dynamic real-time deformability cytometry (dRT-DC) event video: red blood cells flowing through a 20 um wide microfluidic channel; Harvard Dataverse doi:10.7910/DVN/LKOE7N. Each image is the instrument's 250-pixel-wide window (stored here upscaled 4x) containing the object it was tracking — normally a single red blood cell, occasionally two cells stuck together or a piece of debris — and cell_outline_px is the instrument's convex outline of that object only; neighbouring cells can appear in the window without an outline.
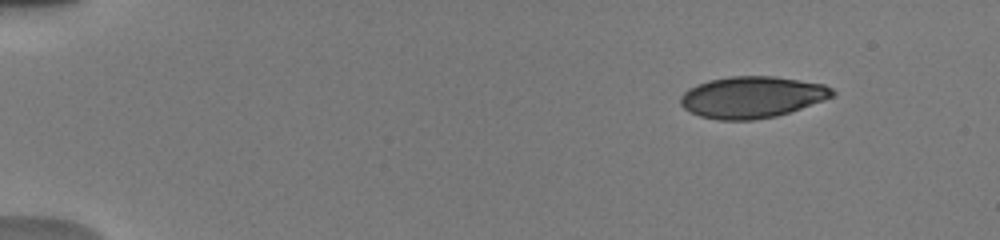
{"species": "human", "species_latin": "Homo sapiens", "temperature_condition": "warm", "stored_images_in_passage": 8, "camera_frame_rate_fps": 3000, "um_per_image_px": 0.085, "donor": {"sex": "male"}, "frame": {"image": 1, "passage_image": 1, "time_ms": 0.0, "image_size_px": [1000, 240], "cell_outline_px": [[836, 96], [776, 116], [752, 120], [720, 120], [700, 116], [684, 108], [680, 104], [680, 96], [688, 88], [696, 84], [708, 80], [728, 76], [772, 76], [824, 84], [832, 88], [836, 92]], "centroid_in_image_um": [63.91, 8.25], "position_along_channel_um": 21.1, "area_um2": 36.76}}
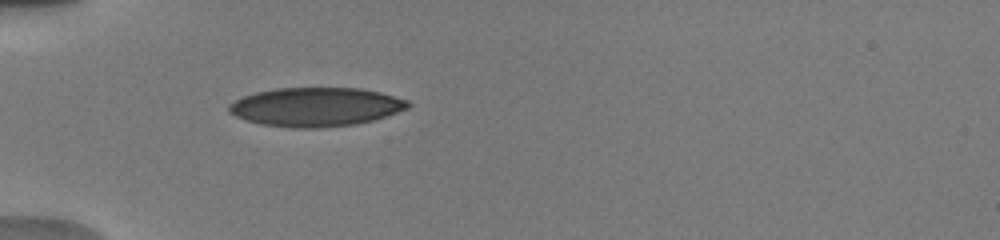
{"frame": {"image": 2, "passage_image": 6, "time_ms": 3.667, "image_size_px": [1000, 240], "cell_outline_px": [[412, 104], [408, 108], [372, 120], [356, 124], [320, 128], [292, 128], [260, 124], [236, 116], [228, 112], [228, 104], [244, 96], [256, 92], [276, 88], [360, 88], [380, 92], [408, 100]], "centroid_in_image_um": [26.84, 9.09], "position_along_channel_um": 58.2, "area_um2": 40.52}}
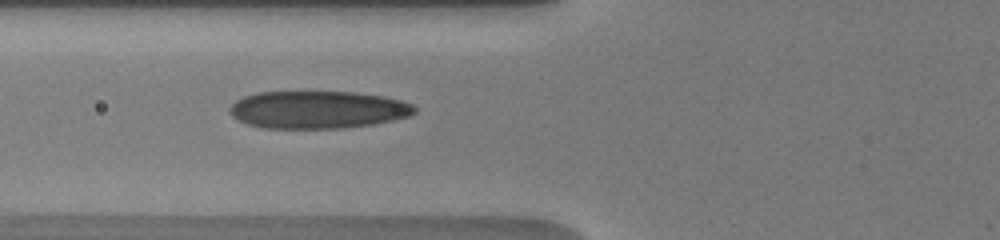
{"frame": {"image": 3, "passage_image": 7, "time_ms": 5.0, "image_size_px": [1000, 240], "cell_outline_px": [[416, 112], [408, 116], [392, 120], [372, 124], [340, 128], [264, 128], [248, 124], [232, 116], [232, 104], [236, 100], [244, 96], [256, 92], [352, 92], [384, 96], [400, 100], [412, 104], [416, 108]], "centroid_in_image_um": [27.03, 9.32], "position_along_channel_um": 98.8, "area_um2": 40.17}}